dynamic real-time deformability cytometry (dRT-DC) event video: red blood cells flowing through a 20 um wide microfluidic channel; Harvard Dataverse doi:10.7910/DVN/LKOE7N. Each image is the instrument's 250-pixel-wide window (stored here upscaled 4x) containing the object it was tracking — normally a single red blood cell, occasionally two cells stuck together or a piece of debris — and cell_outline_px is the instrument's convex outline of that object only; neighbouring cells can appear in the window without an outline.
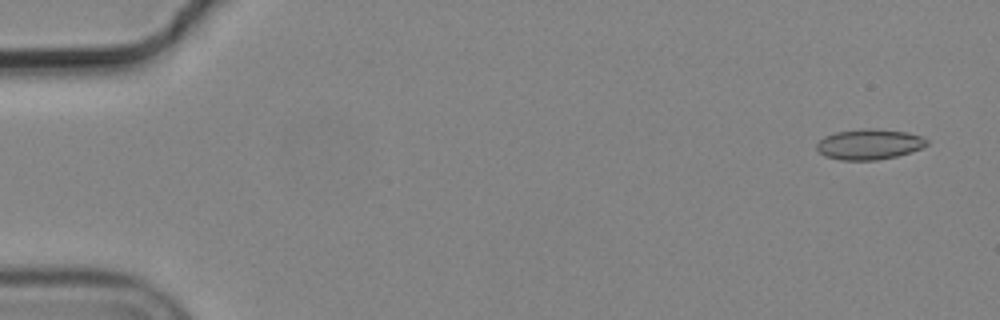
{"species": "common noctule bat (a hibernating species)", "species_latin": "Nyctalus noctula", "temperature_condition": "cold", "stored_images_in_passage": 5, "camera_frame_rate_fps": 3000, "um_per_image_px": 0.085, "animal": {"sex": "male", "body_mass_g": 19.2, "forearm_length_mm": 51.8}, "frame": {"image": 1, "passage_image": 1, "time_ms": 0.0, "image_size_px": [1000, 320], "cell_outline_px": [[928, 144], [920, 148], [896, 156], [876, 160], [840, 160], [824, 156], [816, 148], [816, 144], [824, 136], [836, 132], [860, 128], [872, 128], [908, 132], [920, 136], [928, 140]], "centroid_in_image_um": [73.85, 12.25], "position_along_channel_um": 11.2, "area_um2": 19.54}}
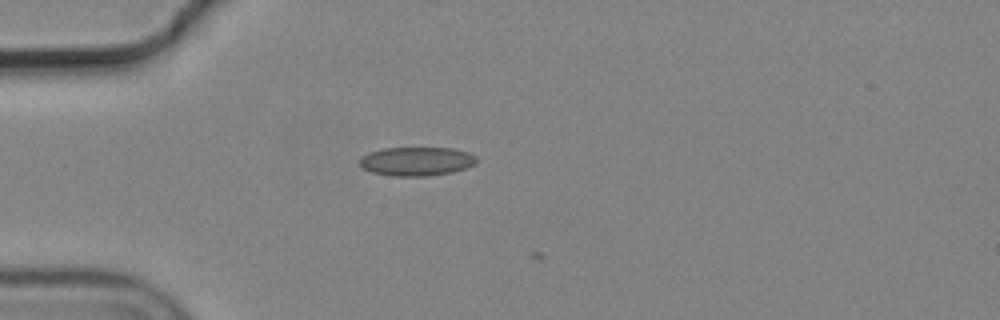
{"frame": {"image": 2, "passage_image": 4, "time_ms": 1.0, "image_size_px": [1000, 320], "cell_outline_px": [[476, 164], [468, 168], [452, 172], [428, 176], [392, 176], [372, 172], [364, 168], [360, 164], [360, 160], [368, 152], [384, 148], [452, 148], [468, 152], [476, 156]], "centroid_in_image_um": [35.45, 13.71], "position_along_channel_um": 49.6, "area_um2": 19.65}}